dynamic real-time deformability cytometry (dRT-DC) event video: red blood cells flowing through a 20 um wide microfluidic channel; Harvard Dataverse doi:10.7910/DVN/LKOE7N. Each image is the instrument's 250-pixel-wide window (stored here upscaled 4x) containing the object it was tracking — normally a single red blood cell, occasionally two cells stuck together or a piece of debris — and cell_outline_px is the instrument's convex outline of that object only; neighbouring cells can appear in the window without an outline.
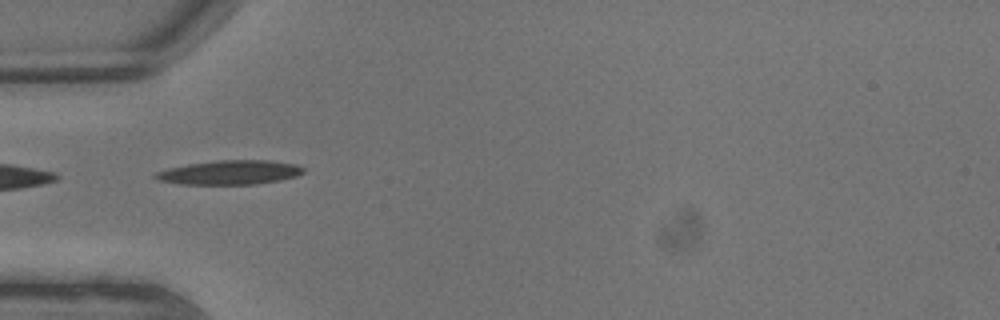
{"species": "common noctule bat (a hibernating species)", "species_latin": "Nyctalus noctula", "temperature_condition": "warm", "stored_images_in_passage": 3, "camera_frame_rate_fps": 3000, "um_per_image_px": 0.085, "animal": {"sex": "male", "body_mass_g": 13.3}, "frame": {"image": 1, "passage_image": 2, "time_ms": 0.333, "image_size_px": [1000, 320], "cell_outline_px": [[304, 172], [296, 176], [280, 180], [256, 184], [180, 184], [156, 180], [152, 176], [156, 172], [168, 168], [188, 164], [216, 160], [268, 160], [296, 164], [304, 168]], "centroid_in_image_um": [19.51, 14.65], "position_along_channel_um": 65.5, "area_um2": 20.92}}
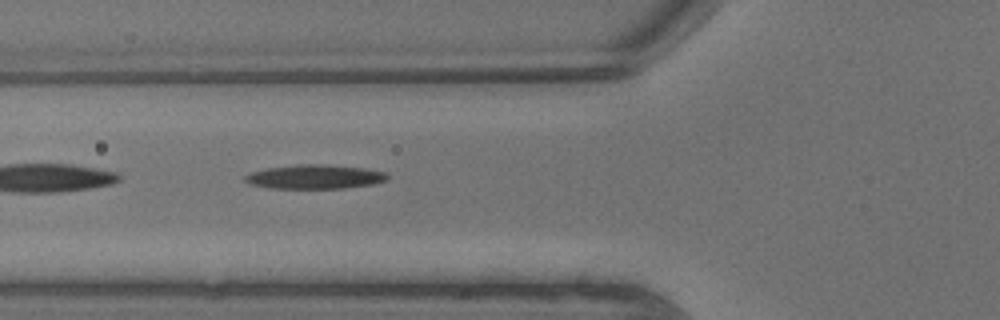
{"frame": {"image": 2, "passage_image": 3, "time_ms": 0.667, "image_size_px": [1000, 320], "cell_outline_px": [[388, 180], [372, 184], [344, 188], [268, 188], [252, 184], [244, 180], [244, 176], [252, 172], [268, 168], [296, 164], [324, 164], [364, 168], [388, 172]], "centroid_in_image_um": [26.79, 15.02], "position_along_channel_um": 99.0, "area_um2": 20.0}}